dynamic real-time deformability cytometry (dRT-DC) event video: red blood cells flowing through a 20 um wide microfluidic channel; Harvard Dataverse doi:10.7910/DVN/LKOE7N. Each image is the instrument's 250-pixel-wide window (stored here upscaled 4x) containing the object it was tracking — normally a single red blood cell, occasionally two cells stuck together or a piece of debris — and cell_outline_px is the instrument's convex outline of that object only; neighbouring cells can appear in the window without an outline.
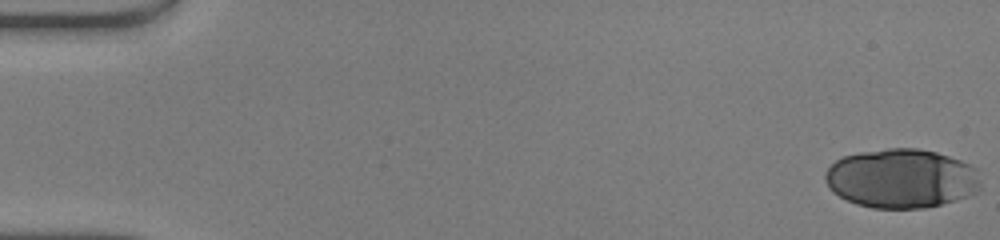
{"species": "human", "species_latin": "Homo sapiens", "temperature_condition": "warm", "stored_images_in_passage": 49, "camera_frame_rate_fps": 3000, "um_per_image_px": 0.085, "donor": {"sex": "male"}, "frame": {"image": 1, "passage_image": 1, "time_ms": 0.0, "image_size_px": [1000, 240], "cell_outline_px": [[980, 192], [956, 200], [924, 208], [872, 208], [856, 204], [832, 192], [828, 188], [824, 180], [824, 172], [836, 160], [844, 156], [860, 152], [888, 148], [916, 148], [936, 152], [960, 160], [976, 168], [980, 184]], "centroid_in_image_um": [76.61, 15.17], "position_along_channel_um": 8.4, "area_um2": 53.87}}
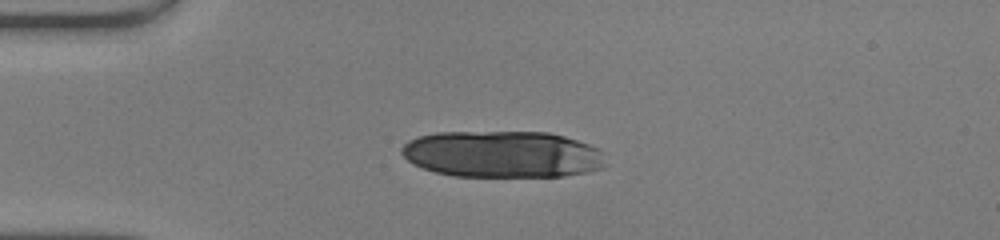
{"frame": {"image": 2, "passage_image": 13, "time_ms": 4.0, "image_size_px": [1000, 240], "cell_outline_px": [[604, 168], [588, 172], [564, 176], [452, 176], [436, 172], [412, 164], [400, 152], [400, 148], [408, 140], [416, 136], [436, 132], [548, 132], [564, 136], [600, 148], [604, 164]], "centroid_in_image_um": [42.68, 13.1], "position_along_channel_um": 42.3, "area_um2": 55.78}}